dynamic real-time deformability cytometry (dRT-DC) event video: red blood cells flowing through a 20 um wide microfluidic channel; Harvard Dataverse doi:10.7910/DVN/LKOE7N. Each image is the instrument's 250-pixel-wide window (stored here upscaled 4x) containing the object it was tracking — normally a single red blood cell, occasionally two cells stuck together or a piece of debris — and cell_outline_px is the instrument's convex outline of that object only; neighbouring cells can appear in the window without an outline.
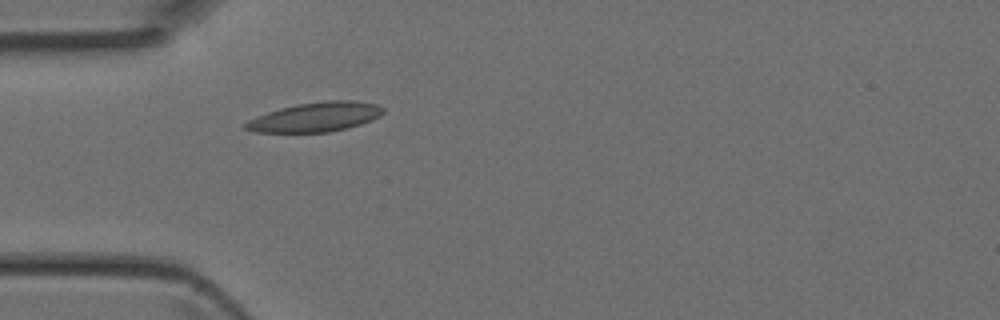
{"species": "Egyptian fruit bat (a non-hibernating species)", "species_latin": "Rousettus aegyptiacus", "temperature_condition": "room temperature", "stored_images_in_passage": 5, "camera_frame_rate_fps": 3000, "um_per_image_px": 0.085, "animal": {"sex": "female"}, "frame": {"image": 1, "passage_image": 5, "time_ms": 1.333, "image_size_px": [1000, 320], "cell_outline_px": [[384, 112], [380, 116], [360, 124], [328, 132], [252, 132], [244, 128], [244, 124], [248, 120], [268, 112], [280, 108], [296, 104], [324, 100], [352, 100], [376, 104], [384, 108]], "centroid_in_image_um": [26.8, 9.93], "position_along_channel_um": 58.2, "area_um2": 23.47}}